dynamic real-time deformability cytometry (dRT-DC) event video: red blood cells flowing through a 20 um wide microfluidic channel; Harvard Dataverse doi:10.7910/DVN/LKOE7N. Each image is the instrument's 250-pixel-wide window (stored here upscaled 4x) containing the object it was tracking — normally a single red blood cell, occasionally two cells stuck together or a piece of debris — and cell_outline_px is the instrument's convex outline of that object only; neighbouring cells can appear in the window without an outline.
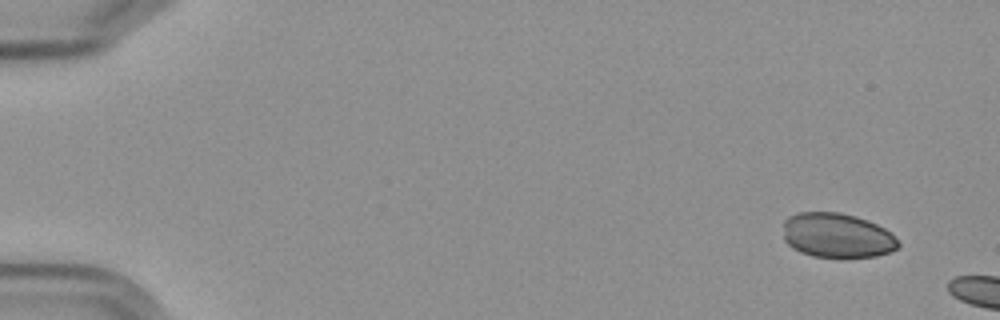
{"species": "Egyptian fruit bat (a non-hibernating species)", "species_latin": "Rousettus aegyptiacus", "temperature_condition": "cold", "stored_images_in_passage": 4, "camera_frame_rate_fps": 3000, "um_per_image_px": 0.085, "frame": {"image": 1, "passage_image": 1, "time_ms": 0.0, "image_size_px": [1000, 320], "cell_outline_px": [[900, 244], [896, 248], [888, 252], [876, 256], [812, 256], [800, 252], [792, 248], [784, 240], [784, 220], [788, 216], [796, 212], [840, 212], [856, 216], [868, 220], [892, 232]], "centroid_in_image_um": [71.13, 19.98], "position_along_channel_um": 13.9, "area_um2": 29.88}}